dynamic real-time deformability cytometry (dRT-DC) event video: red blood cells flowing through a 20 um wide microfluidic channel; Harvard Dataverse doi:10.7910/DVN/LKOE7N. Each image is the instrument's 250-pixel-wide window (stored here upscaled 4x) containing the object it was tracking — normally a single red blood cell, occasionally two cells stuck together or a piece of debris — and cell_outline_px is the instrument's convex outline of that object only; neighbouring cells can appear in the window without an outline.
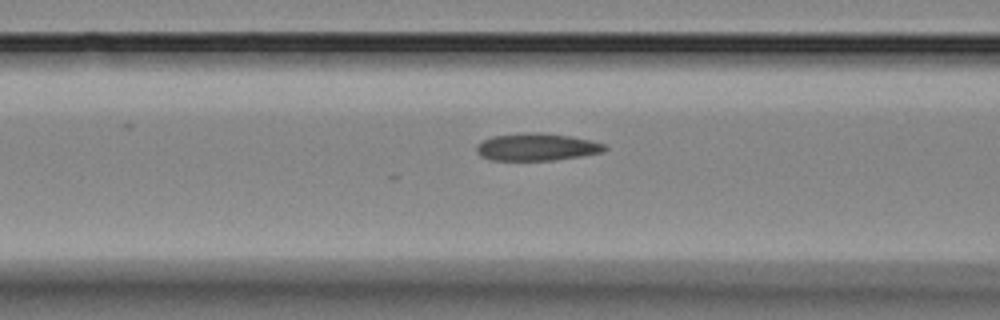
{"species": "Egyptian fruit bat (a non-hibernating species)", "species_latin": "Rousettus aegyptiacus", "temperature_condition": "room temperature", "stored_images_in_passage": 7, "segment_of_instrument_passage": [2, 2], "camera_frame_rate_fps": 3000, "um_per_image_px": 0.085, "animal": {"sex": "female"}, "frame": {"image": 1, "passage_image": 7, "time_ms": 8.333, "image_size_px": [1000, 320], "cell_outline_px": [[608, 148], [604, 152], [556, 160], [492, 160], [480, 156], [476, 152], [476, 144], [492, 136], [532, 132], [536, 132], [572, 136], [604, 144]], "centroid_in_image_um": [45.61, 12.5], "position_along_channel_um": 121.0, "area_um2": 20.4}}